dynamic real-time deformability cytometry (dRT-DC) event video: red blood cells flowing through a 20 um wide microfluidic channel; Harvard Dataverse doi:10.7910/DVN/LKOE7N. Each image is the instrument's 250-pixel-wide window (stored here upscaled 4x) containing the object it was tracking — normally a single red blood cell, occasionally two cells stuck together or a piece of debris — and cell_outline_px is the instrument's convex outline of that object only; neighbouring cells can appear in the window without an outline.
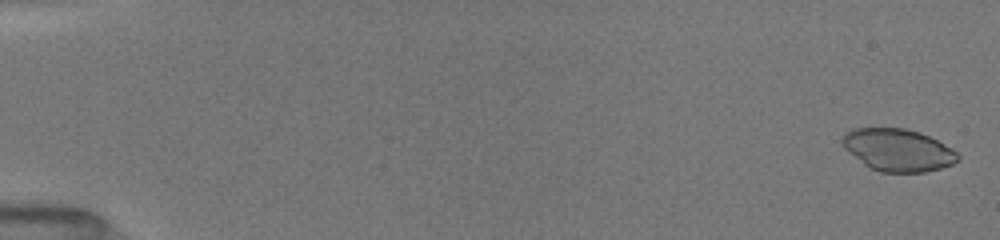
{"species": "common noctule bat (a hibernating species)", "species_latin": "Nyctalus noctula", "temperature_condition": "room temperature", "stored_images_in_passage": 97, "camera_frame_rate_fps": 3000, "um_per_image_px": 0.085, "animal": {"sex": "female", "body_mass_g": 19.5, "forearm_length_mm": 54.1}, "frame": {"image": 1, "passage_image": 3, "time_ms": 0.333, "image_size_px": [1000, 240], "cell_outline_px": [[960, 160], [952, 164], [940, 168], [924, 172], [880, 172], [868, 168], [848, 152], [844, 148], [840, 140], [844, 132], [852, 128], [904, 128], [920, 132], [952, 148], [960, 156]], "centroid_in_image_um": [76.28, 12.75], "position_along_channel_um": 8.7, "area_um2": 28.73}}
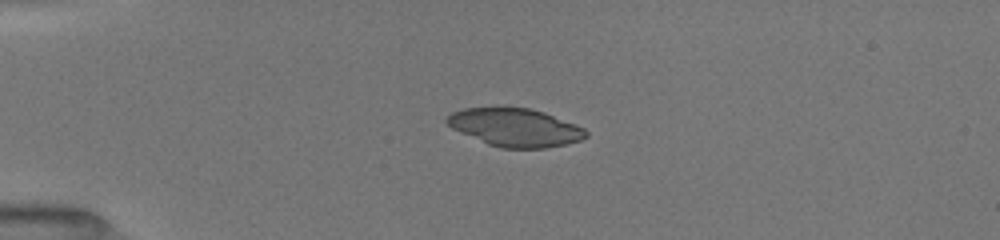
{"frame": {"image": 2, "passage_image": 25, "time_ms": 4.333, "image_size_px": [1000, 240], "cell_outline_px": [[588, 136], [580, 140], [564, 144], [544, 148], [500, 148], [488, 144], [460, 132], [452, 128], [444, 120], [452, 112], [464, 108], [500, 104], [532, 108], [544, 112], [576, 124], [584, 128], [588, 132]], "centroid_in_image_um": [43.76, 10.78], "position_along_channel_um": 41.2, "area_um2": 31.62}}